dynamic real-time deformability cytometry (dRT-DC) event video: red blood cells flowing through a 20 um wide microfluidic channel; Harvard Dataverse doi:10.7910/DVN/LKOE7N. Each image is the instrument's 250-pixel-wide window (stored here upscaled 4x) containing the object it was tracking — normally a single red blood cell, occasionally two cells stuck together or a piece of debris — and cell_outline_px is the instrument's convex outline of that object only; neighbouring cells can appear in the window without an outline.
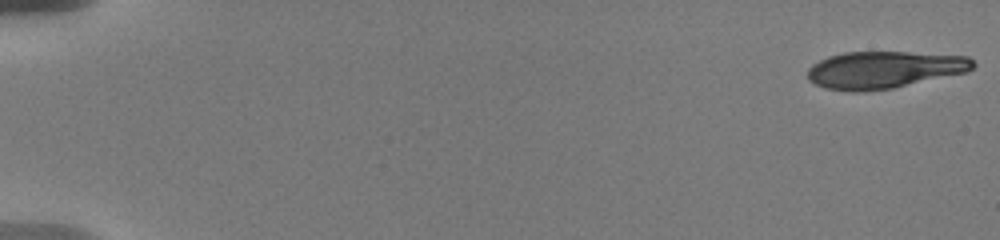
{"species": "human", "species_latin": "Homo sapiens", "temperature_condition": "warm", "stored_images_in_passage": 63, "camera_frame_rate_fps": 3000, "um_per_image_px": 0.085, "donor": {"sex": "male"}, "frame": {"image": 1, "passage_image": 1, "time_ms": 0.0, "image_size_px": [1000, 240], "cell_outline_px": [[976, 64], [968, 72], [892, 88], [864, 92], [852, 92], [824, 88], [808, 80], [808, 68], [812, 64], [828, 56], [844, 52], [908, 52], [968, 56]], "centroid_in_image_um": [75.14, 5.93], "position_along_channel_um": 9.9, "area_um2": 35.95}}
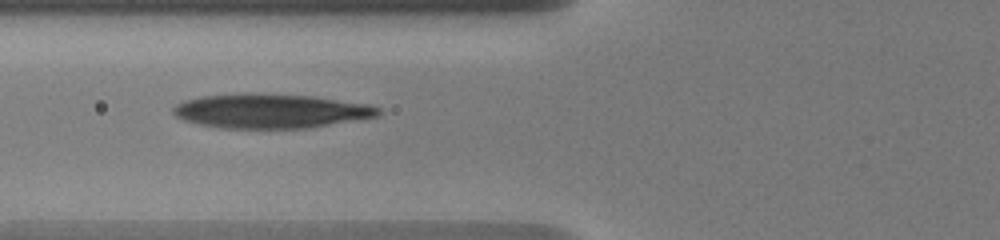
{"frame": {"image": 2, "passage_image": 39, "time_ms": 7.333, "image_size_px": [1000, 240], "cell_outline_px": [[380, 116], [308, 128], [220, 128], [200, 124], [184, 120], [176, 116], [172, 112], [172, 108], [176, 104], [184, 100], [200, 96], [312, 96], [368, 104], [380, 108]], "centroid_in_image_um": [23.04, 9.48], "position_along_channel_um": 102.8, "area_um2": 39.65}}
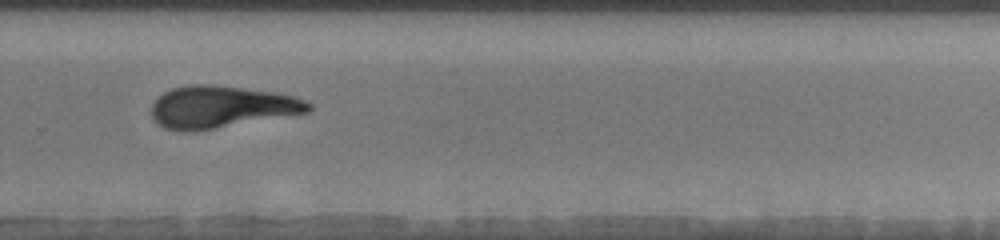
{"frame": {"image": 3, "passage_image": 57, "time_ms": 13.0, "image_size_px": [1000, 240], "cell_outline_px": [[312, 108], [308, 112], [192, 132], [184, 132], [164, 128], [152, 116], [152, 104], [164, 92], [172, 88], [192, 84], [212, 84], [272, 92], [292, 96], [304, 100], [312, 104]], "centroid_in_image_um": [18.78, 9.09], "position_along_channel_um": 311.0, "area_um2": 38.03}}